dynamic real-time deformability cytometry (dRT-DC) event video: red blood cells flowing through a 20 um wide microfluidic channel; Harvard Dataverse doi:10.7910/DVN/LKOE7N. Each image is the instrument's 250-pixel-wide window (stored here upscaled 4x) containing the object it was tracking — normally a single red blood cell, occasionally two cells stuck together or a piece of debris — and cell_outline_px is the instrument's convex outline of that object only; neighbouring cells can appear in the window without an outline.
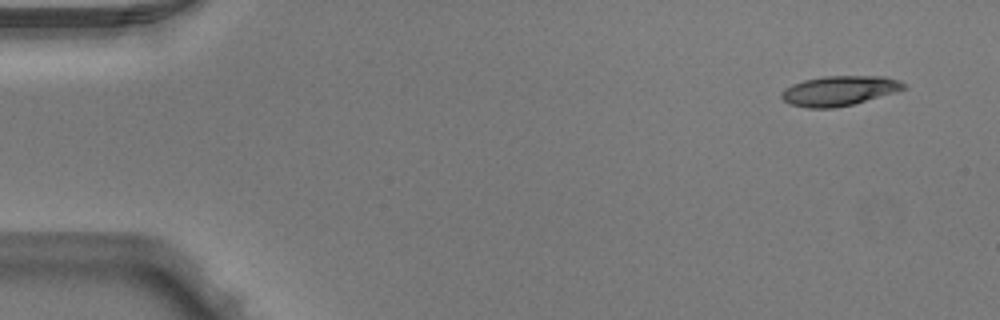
{"species": "Egyptian fruit bat (a non-hibernating species)", "species_latin": "Rousettus aegyptiacus", "temperature_condition": "warm", "stored_images_in_passage": 4, "camera_frame_rate_fps": 3000, "um_per_image_px": 0.085, "animal": {"sex": "male"}, "frame": {"image": 1, "passage_image": 1, "time_ms": 0.0, "image_size_px": [1000, 320], "cell_outline_px": [[908, 88], [852, 104], [832, 108], [808, 108], [788, 104], [780, 96], [780, 92], [784, 88], [792, 84], [804, 80], [824, 76], [884, 76], [900, 80]], "centroid_in_image_um": [71.29, 7.71], "position_along_channel_um": 13.7, "area_um2": 21.21}}